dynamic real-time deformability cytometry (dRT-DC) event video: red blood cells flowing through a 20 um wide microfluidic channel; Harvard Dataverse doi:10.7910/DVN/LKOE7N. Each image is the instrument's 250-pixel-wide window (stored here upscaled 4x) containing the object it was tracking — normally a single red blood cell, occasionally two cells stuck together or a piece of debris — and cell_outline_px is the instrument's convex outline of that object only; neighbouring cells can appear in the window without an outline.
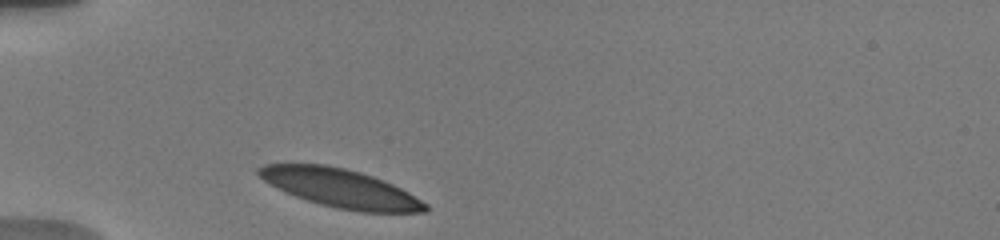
{"species": "human", "species_latin": "Homo sapiens", "temperature_condition": "warm", "stored_images_in_passage": 6, "camera_frame_rate_fps": 3000, "um_per_image_px": 0.085, "donor": {"sex": "male"}, "frame": {"image": 1, "passage_image": 1, "time_ms": 0.0, "image_size_px": [1000, 240], "cell_outline_px": [[428, 212], [360, 212], [336, 208], [320, 204], [296, 196], [276, 188], [268, 184], [256, 172], [256, 168], [264, 164], [324, 164], [344, 168], [360, 172], [372, 176], [392, 184], [408, 192], [428, 204]], "centroid_in_image_um": [28.93, 16.0], "position_along_channel_um": 56.1, "area_um2": 37.22}}
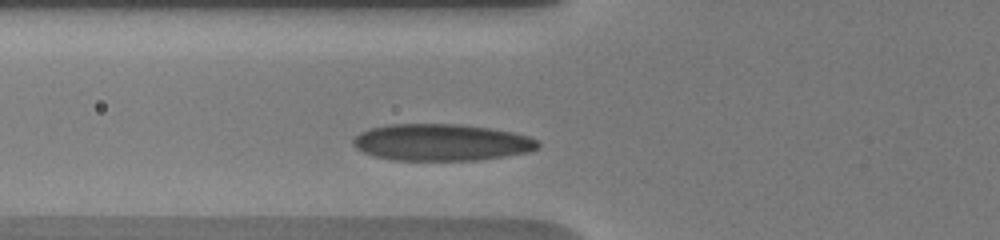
{"frame": {"image": 2, "passage_image": 3, "time_ms": 1.333, "image_size_px": [1000, 240], "cell_outline_px": [[540, 144], [532, 152], [476, 160], [392, 160], [376, 156], [364, 152], [356, 148], [352, 144], [352, 140], [360, 132], [368, 128], [388, 124], [460, 124], [488, 128], [512, 132], [528, 136], [536, 140]], "centroid_in_image_um": [37.5, 12.1], "position_along_channel_um": 88.3, "area_um2": 39.59}}
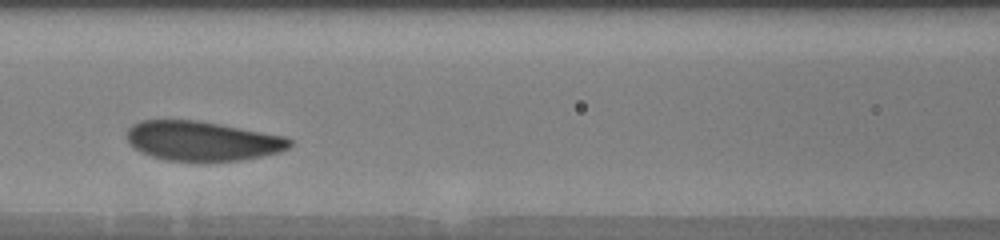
{"frame": {"image": 3, "passage_image": 5, "time_ms": 3.0, "image_size_px": [1000, 240], "cell_outline_px": [[292, 144], [288, 148], [280, 152], [264, 156], [240, 160], [204, 164], [168, 160], [152, 156], [140, 152], [128, 144], [128, 128], [132, 124], [140, 120], [196, 120], [220, 124], [284, 136], [292, 140]], "centroid_in_image_um": [17.19, 12.02], "position_along_channel_um": 149.4, "area_um2": 38.32}}